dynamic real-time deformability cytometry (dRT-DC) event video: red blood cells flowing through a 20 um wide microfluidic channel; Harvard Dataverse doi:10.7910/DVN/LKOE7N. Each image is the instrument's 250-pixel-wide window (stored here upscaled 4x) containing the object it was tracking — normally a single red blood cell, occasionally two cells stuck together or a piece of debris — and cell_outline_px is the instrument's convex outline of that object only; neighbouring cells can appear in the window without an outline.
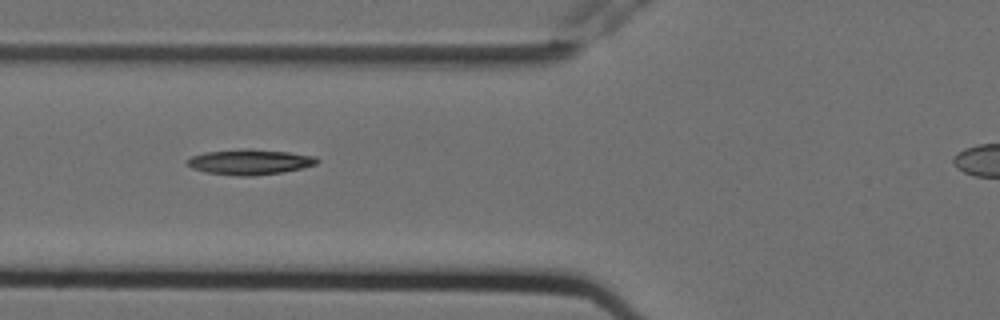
{"species": "Egyptian fruit bat (a non-hibernating species)", "species_latin": "Rousettus aegyptiacus", "temperature_condition": "cold", "stored_images_in_passage": 12, "camera_frame_rate_fps": 3000, "um_per_image_px": 0.085, "animal": {"sex": "female"}, "frame": {"image": 1, "passage_image": 3, "time_ms": 0.667, "image_size_px": [1000, 320], "cell_outline_px": [[320, 160], [316, 164], [284, 172], [252, 176], [240, 176], [208, 172], [192, 168], [188, 164], [188, 160], [192, 156], [204, 152], [240, 148], [248, 148], [288, 152], [316, 156]], "centroid_in_image_um": [21.26, 13.75], "position_along_channel_um": 104.5, "area_um2": 19.13}}
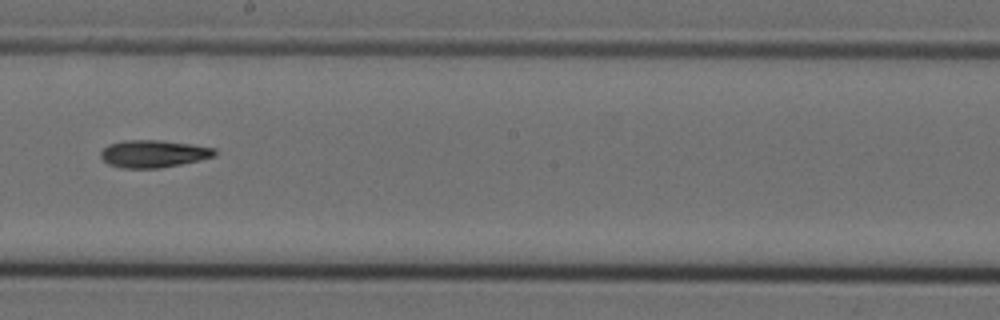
{"frame": {"image": 2, "passage_image": 6, "time_ms": 1.667, "image_size_px": [1000, 320], "cell_outline_px": [[216, 156], [180, 164], [160, 168], [120, 168], [108, 164], [100, 156], [100, 152], [108, 144], [124, 140], [160, 140], [192, 144], [216, 148]], "centroid_in_image_um": [13.03, 13.06], "position_along_channel_um": 235.2, "area_um2": 18.26}}
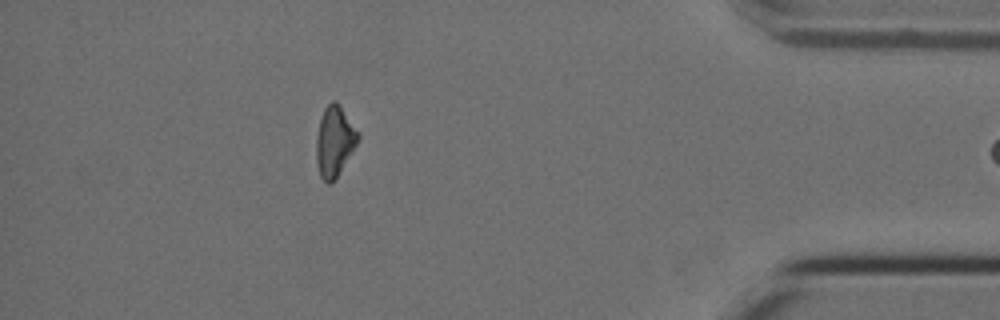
{"frame": {"image": 3, "passage_image": 11, "time_ms": 3.333, "image_size_px": [1000, 320], "cell_outline_px": [[360, 136], [352, 152], [332, 184], [328, 184], [320, 176], [316, 164], [316, 136], [320, 120], [324, 108], [332, 100], [336, 100], [340, 104], [360, 132]], "centroid_in_image_um": [28.44, 11.99], "position_along_channel_um": 406.8, "area_um2": 17.34}}